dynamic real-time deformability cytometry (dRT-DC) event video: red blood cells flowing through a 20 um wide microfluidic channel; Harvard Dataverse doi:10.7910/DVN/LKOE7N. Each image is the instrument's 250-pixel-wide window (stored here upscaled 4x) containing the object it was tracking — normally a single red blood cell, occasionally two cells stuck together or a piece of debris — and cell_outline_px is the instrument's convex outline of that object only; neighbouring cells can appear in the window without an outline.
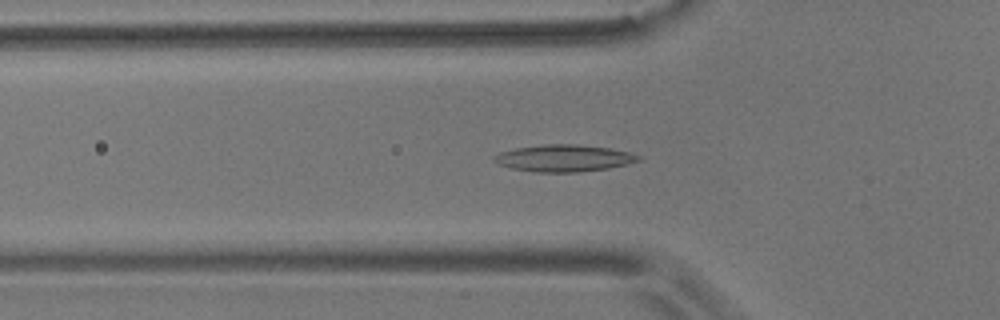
{"species": "common noctule bat (a hibernating species)", "species_latin": "Nyctalus noctula", "temperature_condition": "room temperature", "stored_images_in_passage": 51, "camera_frame_rate_fps": 3000, "um_per_image_px": 0.085, "animal": {"sex": "male", "body_mass_g": 17.9}, "frame": {"image": 1, "passage_image": 13, "time_ms": 4.0, "image_size_px": [1000, 320], "cell_outline_px": [[644, 160], [628, 164], [608, 168], [580, 172], [532, 172], [512, 168], [500, 164], [492, 160], [492, 156], [500, 152], [516, 148], [548, 144], [576, 144], [608, 148], [628, 152], [640, 156]], "centroid_in_image_um": [47.94, 13.45], "position_along_channel_um": 77.9, "area_um2": 22.6}}
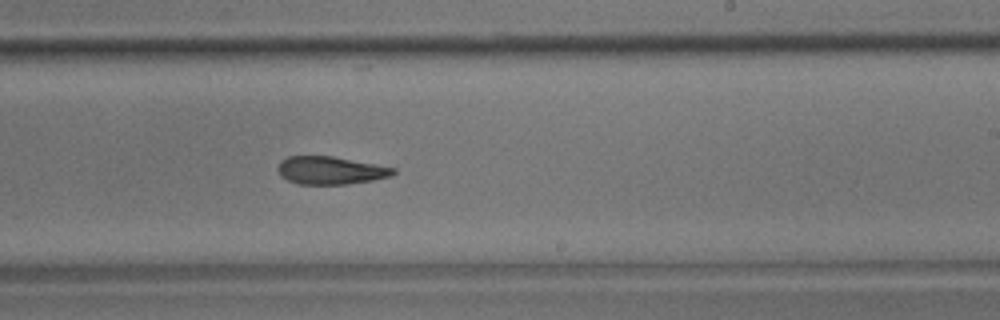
{"frame": {"image": 2, "passage_image": 28, "time_ms": 9.0, "image_size_px": [1000, 320], "cell_outline_px": [[396, 172], [388, 176], [372, 180], [348, 184], [300, 184], [288, 180], [280, 176], [276, 168], [280, 160], [288, 156], [332, 156], [376, 164], [396, 168]], "centroid_in_image_um": [28.05, 14.47], "position_along_channel_um": 261.0, "area_um2": 18.73}}
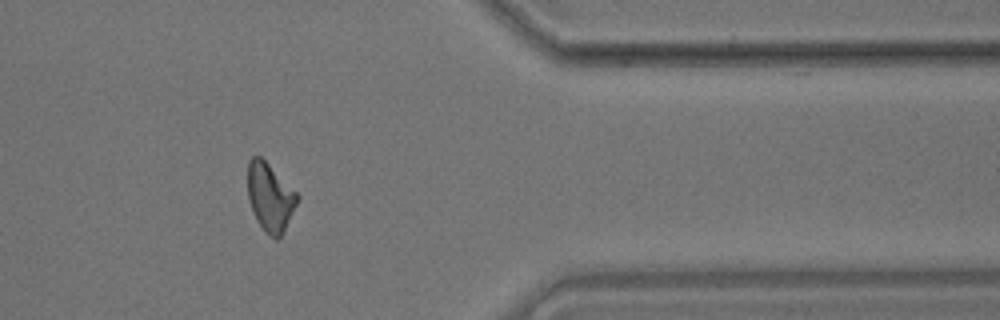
{"frame": {"image": 3, "passage_image": 40, "time_ms": 13.0, "image_size_px": [1000, 320], "cell_outline_px": [[300, 200], [280, 236], [276, 240], [264, 232], [256, 220], [248, 196], [248, 160], [252, 156], [260, 156], [300, 196]], "centroid_in_image_um": [22.96, 16.77], "position_along_channel_um": 388.4, "area_um2": 19.48}, "authors_computed_cell_mechanics": {"area_um2": 19.8832, "velocity_mm_per_s": 3.6456, "shape_relaxation_time_tau1_ms": null, "shape_relaxation_time_tau2_ms": 7.0031, "deformation_change_tau1": null, "deformation_change_tau2": 0.1629}}